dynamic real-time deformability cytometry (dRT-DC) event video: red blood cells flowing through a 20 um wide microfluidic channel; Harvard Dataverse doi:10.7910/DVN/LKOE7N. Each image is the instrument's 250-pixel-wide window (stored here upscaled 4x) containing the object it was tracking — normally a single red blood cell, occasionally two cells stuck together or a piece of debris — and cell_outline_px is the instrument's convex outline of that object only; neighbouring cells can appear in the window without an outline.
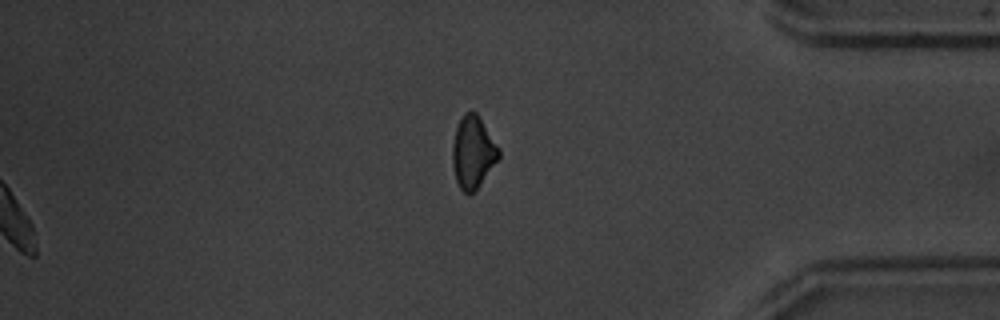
{"species": "common noctule bat (a hibernating species)", "species_latin": "Nyctalus noctula", "temperature_condition": "warm", "stored_images_in_passage": 52, "segment_of_instrument_passage": [2, 2], "camera_frame_rate_fps": 3000, "um_per_image_px": 0.085, "animal": {"sex": "male", "body_mass_g": 20.1, "forearm_length_mm": 53.5}, "frame": {"image": 1, "passage_image": 52, "time_ms": 17.0, "image_size_px": [1000, 320], "cell_outline_px": [[500, 156], [480, 184], [468, 196], [460, 188], [456, 180], [452, 164], [452, 144], [456, 128], [464, 112], [476, 112], [500, 148]], "centroid_in_image_um": [40.19, 12.94], "position_along_channel_um": 395.0, "area_um2": 19.31}}